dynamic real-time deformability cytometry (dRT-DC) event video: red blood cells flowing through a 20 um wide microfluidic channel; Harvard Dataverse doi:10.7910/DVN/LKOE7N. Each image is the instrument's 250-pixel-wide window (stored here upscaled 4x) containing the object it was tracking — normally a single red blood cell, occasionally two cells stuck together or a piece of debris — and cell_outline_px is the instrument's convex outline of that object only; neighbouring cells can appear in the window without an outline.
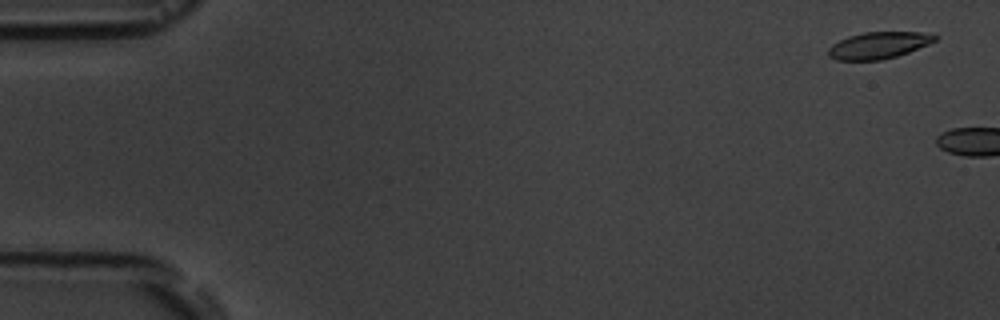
{"species": "common noctule bat (a hibernating species)", "species_latin": "Nyctalus noctula", "temperature_condition": "room temperature", "stored_images_in_passage": 2, "camera_frame_rate_fps": 3000, "um_per_image_px": 0.085, "animal": {"sex": "male", "body_mass_g": 19.5, "forearm_length_mm": 54.6}, "frame": {"image": 1, "passage_image": 1, "time_ms": 0.0, "image_size_px": [1000, 320], "cell_outline_px": [[940, 36], [936, 40], [928, 44], [908, 52], [896, 56], [880, 60], [836, 60], [828, 56], [828, 48], [832, 44], [848, 36], [864, 32], [932, 32]], "centroid_in_image_um": [74.7, 3.84], "position_along_channel_um": 10.3, "area_um2": 16.7}}